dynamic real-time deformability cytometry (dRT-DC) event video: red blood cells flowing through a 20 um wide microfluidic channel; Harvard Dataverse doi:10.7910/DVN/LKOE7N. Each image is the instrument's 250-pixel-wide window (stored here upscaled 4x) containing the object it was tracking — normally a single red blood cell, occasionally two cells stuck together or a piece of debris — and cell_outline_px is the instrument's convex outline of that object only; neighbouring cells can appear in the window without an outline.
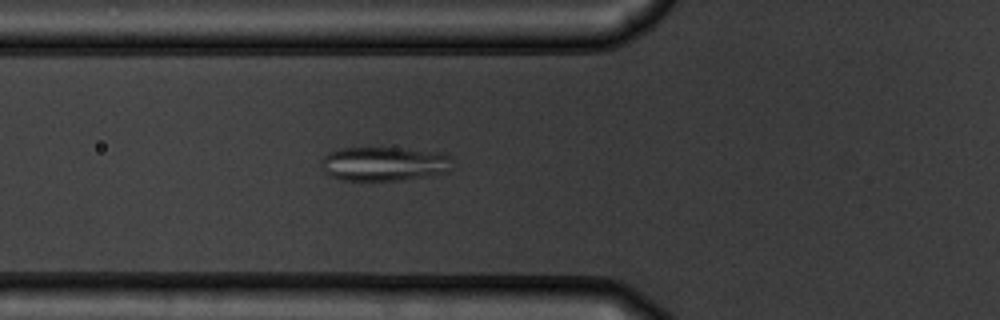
{"species": "common noctule bat (a hibernating species)", "species_latin": "Nyctalus noctula", "temperature_condition": "warm", "stored_images_in_passage": 51, "camera_frame_rate_fps": 3000, "um_per_image_px": 0.085, "animal": {"sex": "male", "body_mass_g": 19.5, "forearm_length_mm": 54.6}, "frame": {"image": 1, "passage_image": 21, "time_ms": 6.667, "image_size_px": [1000, 320], "cell_outline_px": [[452, 160], [448, 172], [428, 176], [400, 180], [340, 180], [328, 176], [320, 168], [320, 160], [328, 152], [340, 148], [396, 148], [436, 152], [448, 156]], "centroid_in_image_um": [32.56, 13.93], "position_along_channel_um": 93.2, "area_um2": 26.18}}
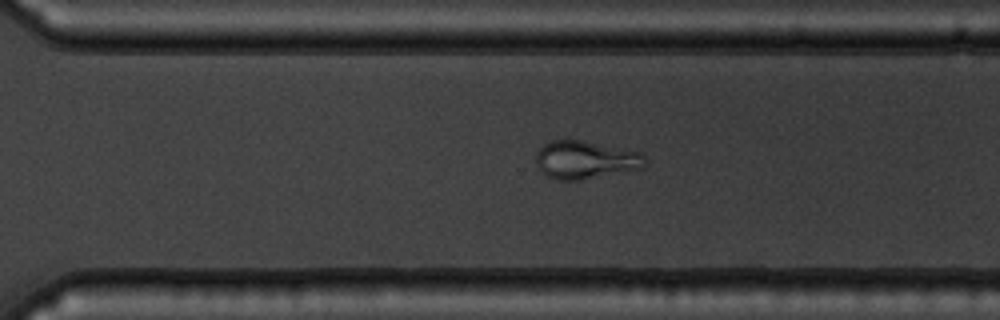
{"frame": {"image": 2, "passage_image": 39, "time_ms": 12.667, "image_size_px": [1000, 320], "cell_outline_px": [[644, 168], [580, 180], [556, 180], [548, 176], [536, 168], [536, 152], [544, 144], [552, 140], [584, 140], [640, 152], [644, 156]], "centroid_in_image_um": [49.73, 13.59], "position_along_channel_um": 320.9, "area_um2": 24.22}}
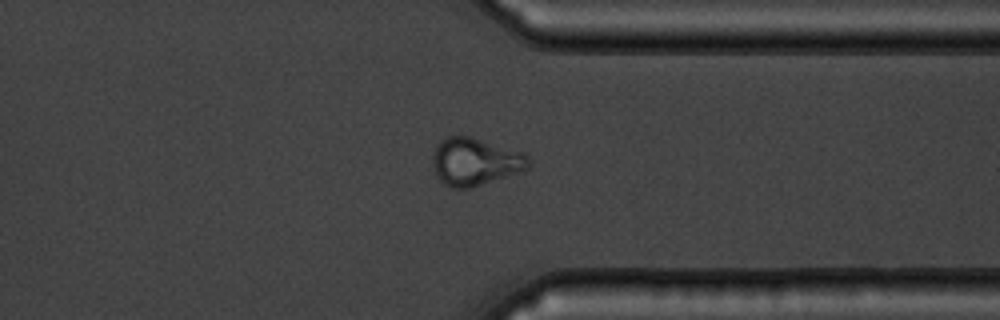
{"frame": {"image": 3, "passage_image": 43, "time_ms": 14.0, "image_size_px": [1000, 320], "cell_outline_px": [[532, 160], [528, 168], [524, 172], [472, 188], [452, 188], [444, 184], [440, 180], [432, 164], [432, 156], [436, 144], [440, 140], [448, 136], [468, 136], [524, 152]], "centroid_in_image_um": [40.42, 13.76], "position_along_channel_um": 371.0, "area_um2": 27.05}}